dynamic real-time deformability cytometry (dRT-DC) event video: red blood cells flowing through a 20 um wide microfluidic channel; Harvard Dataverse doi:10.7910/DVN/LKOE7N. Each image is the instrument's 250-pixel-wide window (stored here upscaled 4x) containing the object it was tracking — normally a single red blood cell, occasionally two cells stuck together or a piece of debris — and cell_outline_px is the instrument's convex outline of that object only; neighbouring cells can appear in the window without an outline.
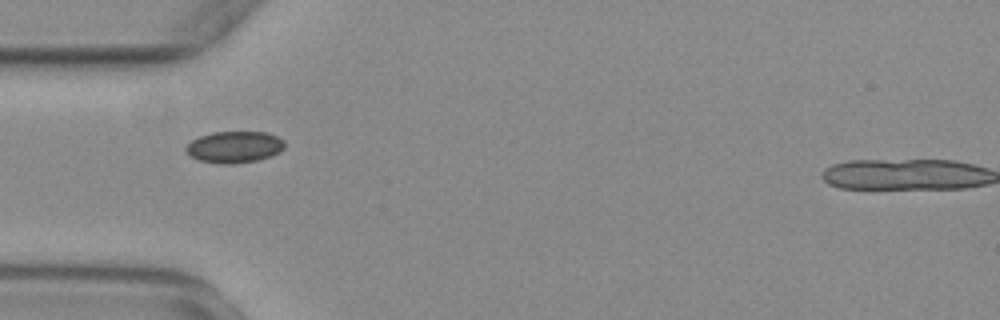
{"species": "common noctule bat (a hibernating species)", "species_latin": "Nyctalus noctula", "temperature_condition": "warm", "stored_images_in_passage": 30, "camera_frame_rate_fps": 3000, "um_per_image_px": 0.085, "animal": {"sex": "female", "body_mass_g": 29.2, "forearm_length_mm": 56.3}, "frame": {"image": 1, "passage_image": 2, "time_ms": 0.333, "image_size_px": [1000, 320], "cell_outline_px": [[284, 148], [280, 152], [272, 156], [256, 160], [232, 164], [220, 164], [200, 160], [192, 156], [184, 148], [192, 140], [200, 136], [212, 132], [268, 132], [284, 140]], "centroid_in_image_um": [19.95, 12.49], "position_along_channel_um": 65.0, "area_um2": 18.09}}
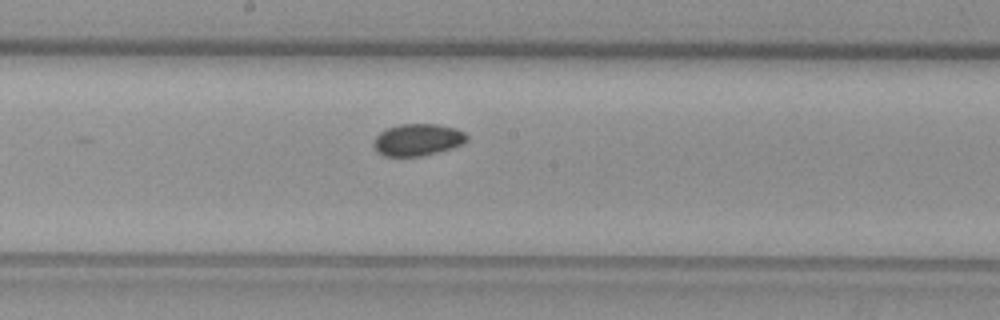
{"frame": {"image": 2, "passage_image": 14, "time_ms": 4.333, "image_size_px": [1000, 320], "cell_outline_px": [[468, 140], [464, 144], [452, 148], [420, 156], [384, 156], [376, 152], [372, 144], [372, 140], [380, 132], [388, 128], [400, 124], [440, 124], [456, 128], [464, 132], [468, 136]], "centroid_in_image_um": [35.5, 11.88], "position_along_channel_um": 212.7, "area_um2": 17.57}}
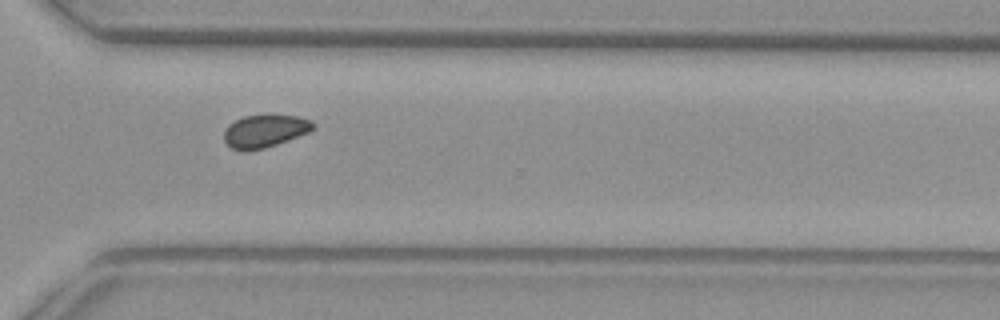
{"frame": {"image": 3, "passage_image": 25, "time_ms": 8.0, "image_size_px": [1000, 320], "cell_outline_px": [[312, 128], [308, 132], [276, 144], [264, 148], [248, 152], [232, 148], [224, 140], [224, 132], [228, 124], [244, 116], [268, 112], [300, 116], [312, 120]], "centroid_in_image_um": [22.49, 11.09], "position_along_channel_um": 348.1, "area_um2": 17.4}, "authors_computed_cell_mechanics": {"area_um2": 17.5712, "velocity_mm_per_s": 3.6948, "shape_relaxation_time_tau1_ms": null, "shape_relaxation_time_tau2_ms": 7.5878, "deformation_change_tau1": null, "deformation_change_tau2": 0.0671}}